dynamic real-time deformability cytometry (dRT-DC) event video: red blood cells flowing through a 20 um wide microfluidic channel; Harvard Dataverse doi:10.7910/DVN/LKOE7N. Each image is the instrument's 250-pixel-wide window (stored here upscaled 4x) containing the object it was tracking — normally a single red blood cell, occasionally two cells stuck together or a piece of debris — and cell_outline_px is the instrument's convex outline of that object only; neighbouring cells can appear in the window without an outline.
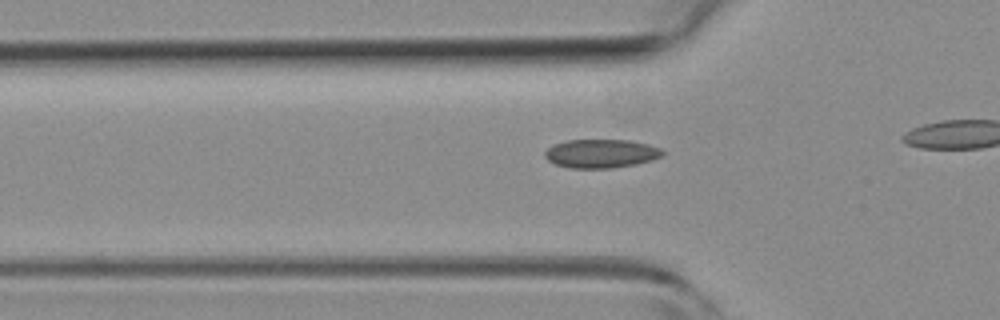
{"species": "common noctule bat (a hibernating species)", "species_latin": "Nyctalus noctula", "temperature_condition": "room temperature", "stored_images_in_passage": 37, "camera_frame_rate_fps": 3000, "um_per_image_px": 0.085, "animal": {"sex": "female", "body_mass_g": 19.3, "forearm_length_mm": 54.1}, "frame": {"image": 1, "passage_image": 13, "time_ms": 4.0, "image_size_px": [1000, 320], "cell_outline_px": [[664, 156], [652, 160], [636, 164], [612, 168], [568, 168], [556, 164], [548, 160], [544, 156], [544, 152], [552, 144], [568, 140], [632, 140], [648, 144], [660, 148], [664, 152]], "centroid_in_image_um": [51.1, 13.05], "position_along_channel_um": 74.7, "area_um2": 19.83}}
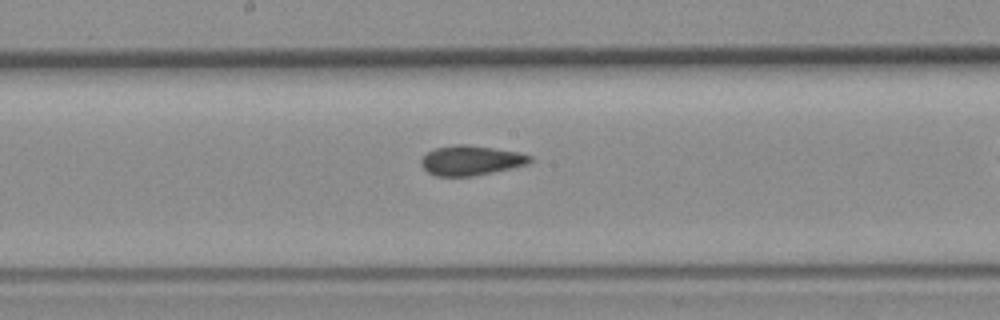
{"frame": {"image": 2, "passage_image": 23, "time_ms": 7.333, "image_size_px": [1000, 320], "cell_outline_px": [[532, 160], [528, 164], [512, 168], [472, 176], [436, 176], [428, 172], [420, 164], [420, 160], [428, 152], [436, 148], [456, 144], [464, 144], [520, 152], [532, 156]], "centroid_in_image_um": [40.04, 13.64], "position_along_channel_um": 208.2, "area_um2": 18.79}}
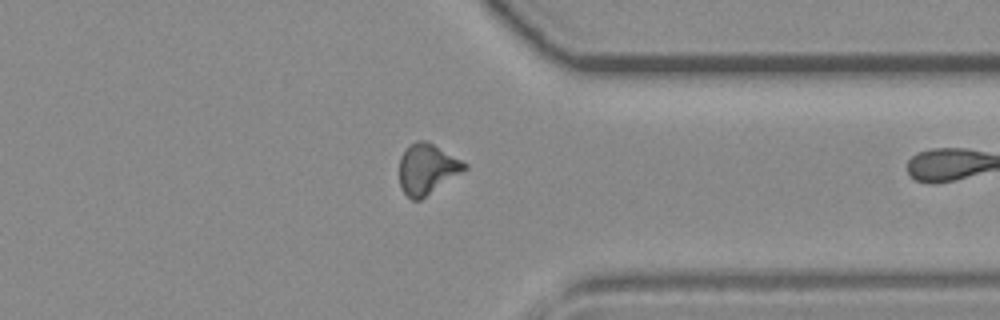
{"frame": {"image": 3, "passage_image": 36, "time_ms": 11.667, "image_size_px": [1000, 320], "cell_outline_px": [[468, 168], [420, 200], [412, 200], [400, 188], [400, 156], [416, 140], [428, 140], [468, 164]], "centroid_in_image_um": [36.31, 14.35], "position_along_channel_um": 375.1, "area_um2": 19.02}}